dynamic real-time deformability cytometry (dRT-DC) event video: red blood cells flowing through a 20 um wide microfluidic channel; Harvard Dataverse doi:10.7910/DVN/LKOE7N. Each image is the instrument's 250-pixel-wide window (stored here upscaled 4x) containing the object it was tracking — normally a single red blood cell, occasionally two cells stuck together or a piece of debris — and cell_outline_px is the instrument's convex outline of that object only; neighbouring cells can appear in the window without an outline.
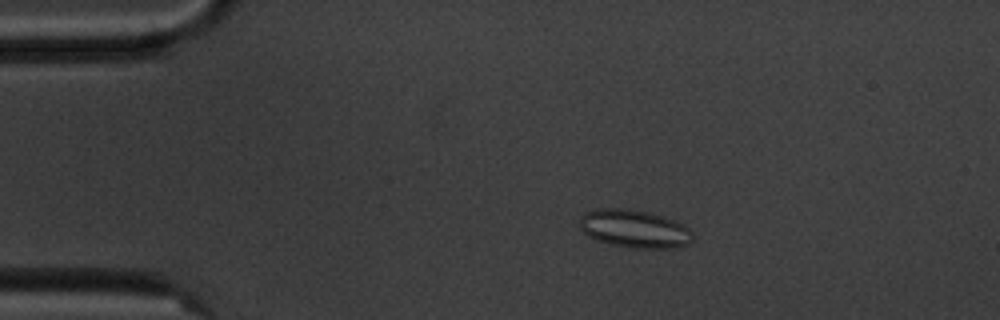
{"species": "common noctule bat (a hibernating species)", "species_latin": "Nyctalus noctula", "temperature_condition": "cold", "stored_images_in_passage": 5, "camera_frame_rate_fps": 3000, "um_per_image_px": 0.085, "animal": {"sex": "male", "body_mass_g": 20.1, "forearm_length_mm": 53.5}, "frame": {"image": 1, "passage_image": 4, "time_ms": 3.333, "image_size_px": [1000, 320], "cell_outline_px": [[692, 240], [688, 244], [676, 248], [632, 248], [608, 244], [596, 240], [588, 236], [580, 228], [580, 220], [584, 212], [596, 208], [628, 208], [648, 212], [672, 220], [688, 228], [692, 232]], "centroid_in_image_um": [53.88, 19.45], "position_along_channel_um": 31.1, "area_um2": 25.09}}